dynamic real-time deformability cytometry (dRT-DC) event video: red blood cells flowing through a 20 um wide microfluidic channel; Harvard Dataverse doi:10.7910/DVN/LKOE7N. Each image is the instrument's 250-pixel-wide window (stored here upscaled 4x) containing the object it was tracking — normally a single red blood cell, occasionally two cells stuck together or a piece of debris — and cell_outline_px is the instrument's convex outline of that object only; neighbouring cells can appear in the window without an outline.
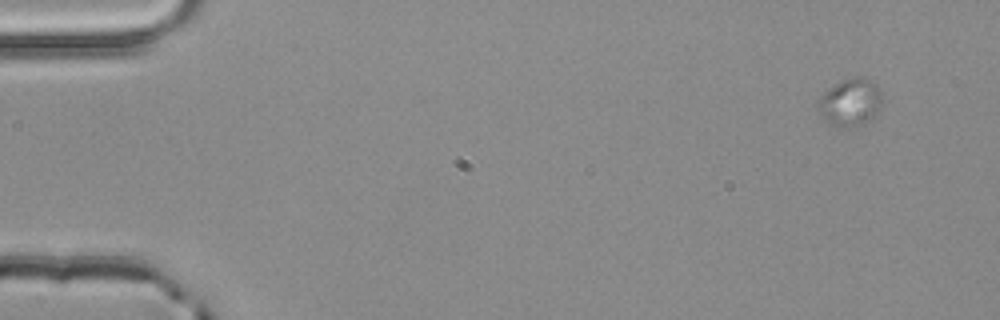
{"species": "common noctule bat (a hibernating species)", "species_latin": "Nyctalus noctula", "temperature_condition": "room temperature", "stored_images_in_passage": 4, "segment_of_instrument_passage": [2, 2], "camera_frame_rate_fps": 3000, "um_per_image_px": 0.085, "animal": {"sex": "male", "body_mass_g": 20.4}, "frame": {"image": 1, "passage_image": 4, "time_ms": 1.0, "image_size_px": [1000, 320], "cell_outline_px": [[880, 108], [876, 116], [864, 124], [840, 128], [836, 128], [828, 124], [820, 116], [816, 108], [816, 100], [824, 92], [840, 80], [848, 76], [864, 76], [872, 80], [876, 84], [880, 92]], "centroid_in_image_um": [72.22, 8.7], "position_along_channel_um": 12.8, "area_um2": 18.44}}